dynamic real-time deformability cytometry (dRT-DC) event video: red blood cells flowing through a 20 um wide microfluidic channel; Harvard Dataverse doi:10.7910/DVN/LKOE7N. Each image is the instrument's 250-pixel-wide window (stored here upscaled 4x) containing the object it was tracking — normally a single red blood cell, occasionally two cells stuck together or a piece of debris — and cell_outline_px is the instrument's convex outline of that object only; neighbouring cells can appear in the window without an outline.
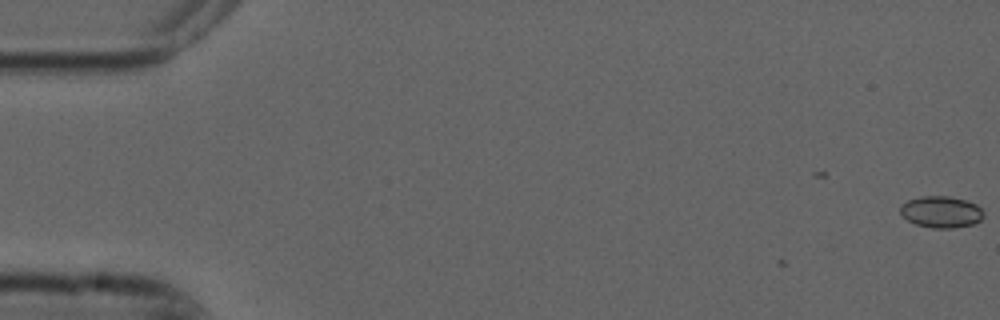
{"species": "common noctule bat (a hibernating species)", "species_latin": "Nyctalus noctula", "temperature_condition": "cold", "stored_images_in_passage": 10, "camera_frame_rate_fps": 3000, "um_per_image_px": 0.085, "animal": {"sex": "male", "forearm_length_mm": 52.5}, "frame": {"image": 1, "passage_image": 1, "time_ms": 0.0, "image_size_px": [1000, 320], "cell_outline_px": [[984, 216], [980, 220], [972, 224], [952, 228], [932, 228], [916, 224], [908, 220], [900, 212], [900, 208], [908, 200], [920, 196], [948, 196], [968, 200], [976, 204], [984, 212]], "centroid_in_image_um": [80.03, 18.0], "position_along_channel_um": 5.0, "area_um2": 15.26}}
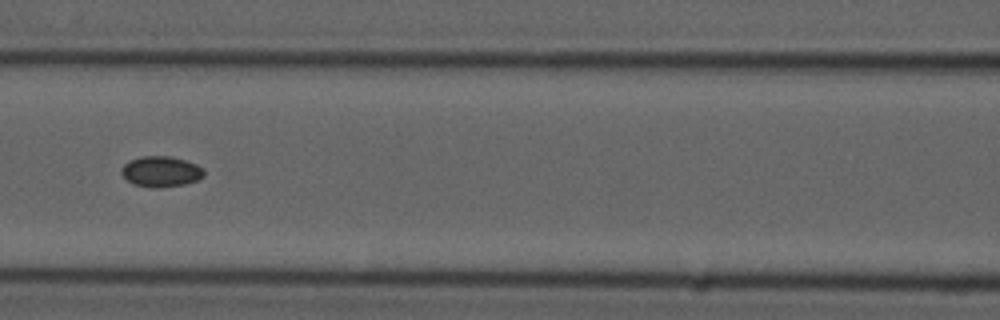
{"frame": {"image": 2, "passage_image": 7, "time_ms": 2.0, "image_size_px": [1000, 320], "cell_outline_px": [[204, 176], [196, 180], [184, 184], [160, 188], [152, 188], [132, 184], [120, 172], [120, 168], [128, 160], [140, 156], [172, 156], [196, 164], [204, 168]], "centroid_in_image_um": [13.66, 14.58], "position_along_channel_um": 152.9, "area_um2": 14.91}}
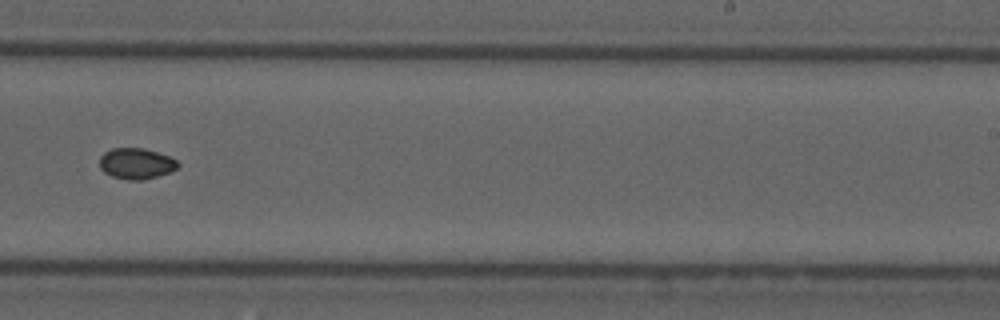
{"frame": {"image": 3, "passage_image": 10, "time_ms": 3.0, "image_size_px": [1000, 320], "cell_outline_px": [[180, 164], [176, 168], [168, 172], [144, 180], [128, 180], [112, 176], [104, 172], [100, 168], [100, 156], [104, 152], [112, 148], [144, 148], [168, 156], [176, 160]], "centroid_in_image_um": [11.55, 13.9], "position_along_channel_um": 277.5, "area_um2": 13.99}}